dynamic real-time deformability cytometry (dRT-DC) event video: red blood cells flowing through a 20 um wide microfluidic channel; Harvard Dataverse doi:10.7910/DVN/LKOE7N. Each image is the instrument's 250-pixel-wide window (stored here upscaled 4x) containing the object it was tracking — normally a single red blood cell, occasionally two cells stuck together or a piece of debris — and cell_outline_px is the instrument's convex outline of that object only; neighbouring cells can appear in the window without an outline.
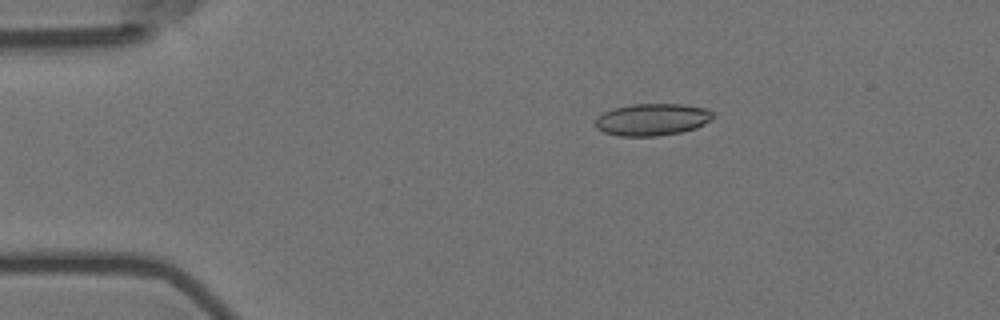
{"species": "Egyptian fruit bat (a non-hibernating species)", "species_latin": "Rousettus aegyptiacus", "temperature_condition": "room temperature", "stored_images_in_passage": 4, "camera_frame_rate_fps": 3000, "um_per_image_px": 0.085, "animal": {"sex": "female"}, "frame": {"image": 1, "passage_image": 2, "time_ms": 0.333, "image_size_px": [1000, 320], "cell_outline_px": [[712, 120], [696, 128], [680, 132], [656, 136], [620, 136], [604, 132], [596, 128], [596, 116], [612, 108], [632, 104], [680, 104], [708, 108], [712, 112]], "centroid_in_image_um": [55.43, 10.15], "position_along_channel_um": 29.6, "area_um2": 22.02}}